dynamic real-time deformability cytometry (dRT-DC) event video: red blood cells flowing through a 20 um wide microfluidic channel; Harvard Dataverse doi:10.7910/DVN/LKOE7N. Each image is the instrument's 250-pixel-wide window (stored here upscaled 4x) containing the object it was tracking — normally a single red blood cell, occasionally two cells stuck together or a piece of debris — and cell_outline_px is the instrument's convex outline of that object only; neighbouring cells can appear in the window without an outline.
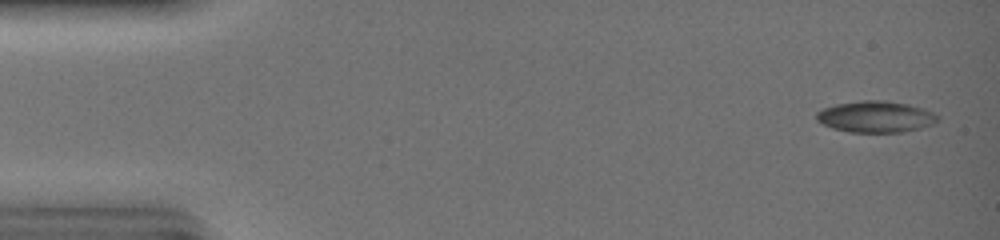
{"species": "common noctule bat (a hibernating species)", "species_latin": "Nyctalus noctula", "temperature_condition": "warm", "stored_images_in_passage": 29, "camera_frame_rate_fps": 3000, "um_per_image_px": 0.085, "animal": {"sex": "female", "body_mass_g": 19.0, "forearm_length_mm": 51.5}, "frame": {"image": 1, "passage_image": 2, "time_ms": 0.333, "image_size_px": [1000, 240], "cell_outline_px": [[940, 120], [932, 124], [920, 128], [904, 132], [848, 132], [832, 128], [816, 120], [816, 112], [824, 108], [836, 104], [860, 100], [884, 100], [908, 104], [924, 108], [940, 116]], "centroid_in_image_um": [74.45, 9.92], "position_along_channel_um": 10.5, "area_um2": 22.31}}
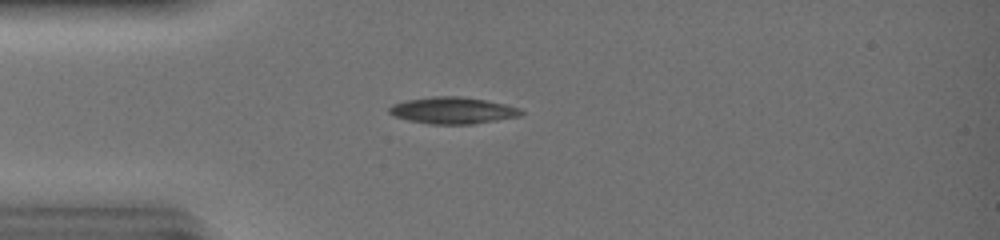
{"frame": {"image": 2, "passage_image": 13, "time_ms": 4.0, "image_size_px": [1000, 240], "cell_outline_px": [[524, 112], [520, 116], [472, 124], [428, 124], [408, 120], [396, 116], [388, 112], [388, 108], [392, 104], [408, 100], [432, 96], [460, 96], [484, 100], [504, 104], [520, 108]], "centroid_in_image_um": [38.47, 9.39], "position_along_channel_um": 46.5, "area_um2": 20.35}}
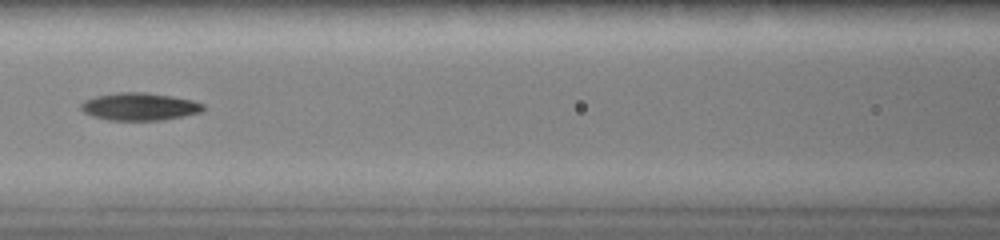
{"frame": {"image": 3, "passage_image": 22, "time_ms": 7.0, "image_size_px": [1000, 240], "cell_outline_px": [[204, 108], [200, 112], [160, 120], [108, 120], [92, 116], [84, 112], [80, 108], [80, 104], [84, 100], [96, 96], [116, 92], [144, 92], [172, 96], [192, 100], [204, 104]], "centroid_in_image_um": [11.81, 9.05], "position_along_channel_um": 154.8, "area_um2": 19.54}}